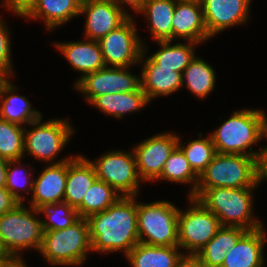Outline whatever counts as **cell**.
Segmentation results:
<instances>
[{"label":"cell","instance_id":"6da1fadb","mask_svg":"<svg viewBox=\"0 0 267 267\" xmlns=\"http://www.w3.org/2000/svg\"><path fill=\"white\" fill-rule=\"evenodd\" d=\"M86 220L91 252L122 251L126 256L139 243L136 196H123L106 210L92 214Z\"/></svg>","mask_w":267,"mask_h":267},{"label":"cell","instance_id":"7a4b0ae2","mask_svg":"<svg viewBox=\"0 0 267 267\" xmlns=\"http://www.w3.org/2000/svg\"><path fill=\"white\" fill-rule=\"evenodd\" d=\"M265 114L259 109L233 112L232 116L210 133L216 153L248 155L257 159L259 151H253L251 146L264 139L267 133Z\"/></svg>","mask_w":267,"mask_h":267},{"label":"cell","instance_id":"3957f363","mask_svg":"<svg viewBox=\"0 0 267 267\" xmlns=\"http://www.w3.org/2000/svg\"><path fill=\"white\" fill-rule=\"evenodd\" d=\"M254 189L224 187L196 189L191 197L214 213L222 226L240 227L250 231L263 226L262 222L252 215Z\"/></svg>","mask_w":267,"mask_h":267},{"label":"cell","instance_id":"277c9868","mask_svg":"<svg viewBox=\"0 0 267 267\" xmlns=\"http://www.w3.org/2000/svg\"><path fill=\"white\" fill-rule=\"evenodd\" d=\"M92 251L86 218L62 230L44 231L40 255L51 265L80 266Z\"/></svg>","mask_w":267,"mask_h":267},{"label":"cell","instance_id":"5b68a950","mask_svg":"<svg viewBox=\"0 0 267 267\" xmlns=\"http://www.w3.org/2000/svg\"><path fill=\"white\" fill-rule=\"evenodd\" d=\"M37 215H40L37 209L20 203L0 216V247L4 253L20 255L28 248L39 251L44 230Z\"/></svg>","mask_w":267,"mask_h":267},{"label":"cell","instance_id":"8992f818","mask_svg":"<svg viewBox=\"0 0 267 267\" xmlns=\"http://www.w3.org/2000/svg\"><path fill=\"white\" fill-rule=\"evenodd\" d=\"M258 185L255 157L216 153L200 174L196 189L257 188Z\"/></svg>","mask_w":267,"mask_h":267},{"label":"cell","instance_id":"52a82bcc","mask_svg":"<svg viewBox=\"0 0 267 267\" xmlns=\"http://www.w3.org/2000/svg\"><path fill=\"white\" fill-rule=\"evenodd\" d=\"M179 208L173 203L137 202L139 243L153 246H178Z\"/></svg>","mask_w":267,"mask_h":267},{"label":"cell","instance_id":"ba28073f","mask_svg":"<svg viewBox=\"0 0 267 267\" xmlns=\"http://www.w3.org/2000/svg\"><path fill=\"white\" fill-rule=\"evenodd\" d=\"M190 207L186 211L179 209L178 246L196 255L222 227L218 217L206 209L198 200L188 197ZM192 205V206H191Z\"/></svg>","mask_w":267,"mask_h":267},{"label":"cell","instance_id":"9c48e42d","mask_svg":"<svg viewBox=\"0 0 267 267\" xmlns=\"http://www.w3.org/2000/svg\"><path fill=\"white\" fill-rule=\"evenodd\" d=\"M41 121L42 117L29 124L33 128H25L24 154L27 152L30 156L48 163L56 159L75 132L68 119Z\"/></svg>","mask_w":267,"mask_h":267},{"label":"cell","instance_id":"30bf717a","mask_svg":"<svg viewBox=\"0 0 267 267\" xmlns=\"http://www.w3.org/2000/svg\"><path fill=\"white\" fill-rule=\"evenodd\" d=\"M89 162L93 165L97 179L113 187L122 197L136 196L139 193L140 179L135 156L132 150L110 151L100 156L96 161Z\"/></svg>","mask_w":267,"mask_h":267},{"label":"cell","instance_id":"8fae6325","mask_svg":"<svg viewBox=\"0 0 267 267\" xmlns=\"http://www.w3.org/2000/svg\"><path fill=\"white\" fill-rule=\"evenodd\" d=\"M130 16L117 29L99 40L106 67H129L140 63L145 43L138 37L135 22Z\"/></svg>","mask_w":267,"mask_h":267},{"label":"cell","instance_id":"7c38bea8","mask_svg":"<svg viewBox=\"0 0 267 267\" xmlns=\"http://www.w3.org/2000/svg\"><path fill=\"white\" fill-rule=\"evenodd\" d=\"M129 67H104L79 78L74 87L89 103L97 96L119 92H134L141 88V76L128 71Z\"/></svg>","mask_w":267,"mask_h":267},{"label":"cell","instance_id":"4fadbf2b","mask_svg":"<svg viewBox=\"0 0 267 267\" xmlns=\"http://www.w3.org/2000/svg\"><path fill=\"white\" fill-rule=\"evenodd\" d=\"M178 137L171 132L159 133L135 145L133 153L142 181L151 182L161 175L166 160L178 146Z\"/></svg>","mask_w":267,"mask_h":267},{"label":"cell","instance_id":"5bb4252c","mask_svg":"<svg viewBox=\"0 0 267 267\" xmlns=\"http://www.w3.org/2000/svg\"><path fill=\"white\" fill-rule=\"evenodd\" d=\"M80 14L86 15L84 37L96 41L117 29L130 17L112 0L83 1Z\"/></svg>","mask_w":267,"mask_h":267},{"label":"cell","instance_id":"9a60e30c","mask_svg":"<svg viewBox=\"0 0 267 267\" xmlns=\"http://www.w3.org/2000/svg\"><path fill=\"white\" fill-rule=\"evenodd\" d=\"M210 37L226 28L245 24L249 19L251 0H200Z\"/></svg>","mask_w":267,"mask_h":267},{"label":"cell","instance_id":"2e32d148","mask_svg":"<svg viewBox=\"0 0 267 267\" xmlns=\"http://www.w3.org/2000/svg\"><path fill=\"white\" fill-rule=\"evenodd\" d=\"M72 158L65 157L57 162L54 160L33 180L32 199L29 203L32 208L38 209L44 204L64 202L68 160Z\"/></svg>","mask_w":267,"mask_h":267},{"label":"cell","instance_id":"e0dca14e","mask_svg":"<svg viewBox=\"0 0 267 267\" xmlns=\"http://www.w3.org/2000/svg\"><path fill=\"white\" fill-rule=\"evenodd\" d=\"M183 38L184 41L199 44L211 38L205 25L200 0H176L172 18V41Z\"/></svg>","mask_w":267,"mask_h":267},{"label":"cell","instance_id":"ac0fdd59","mask_svg":"<svg viewBox=\"0 0 267 267\" xmlns=\"http://www.w3.org/2000/svg\"><path fill=\"white\" fill-rule=\"evenodd\" d=\"M146 45L143 46L140 62L142 65L141 88L150 102L156 97L168 96L183 87L182 73L173 71V68H160L146 55ZM146 57V59H144Z\"/></svg>","mask_w":267,"mask_h":267},{"label":"cell","instance_id":"d6986e66","mask_svg":"<svg viewBox=\"0 0 267 267\" xmlns=\"http://www.w3.org/2000/svg\"><path fill=\"white\" fill-rule=\"evenodd\" d=\"M54 45L72 68L83 73L80 78L106 67L99 41L86 39L76 42H55Z\"/></svg>","mask_w":267,"mask_h":267},{"label":"cell","instance_id":"ffe728a7","mask_svg":"<svg viewBox=\"0 0 267 267\" xmlns=\"http://www.w3.org/2000/svg\"><path fill=\"white\" fill-rule=\"evenodd\" d=\"M264 226L247 231L226 253L222 267H257L264 261L266 230Z\"/></svg>","mask_w":267,"mask_h":267},{"label":"cell","instance_id":"44dd1931","mask_svg":"<svg viewBox=\"0 0 267 267\" xmlns=\"http://www.w3.org/2000/svg\"><path fill=\"white\" fill-rule=\"evenodd\" d=\"M81 3V0H35L21 17L44 19L47 30H52L79 16Z\"/></svg>","mask_w":267,"mask_h":267},{"label":"cell","instance_id":"7402d4cb","mask_svg":"<svg viewBox=\"0 0 267 267\" xmlns=\"http://www.w3.org/2000/svg\"><path fill=\"white\" fill-rule=\"evenodd\" d=\"M96 179L95 169L88 158L76 155L68 160L64 202L76 209Z\"/></svg>","mask_w":267,"mask_h":267},{"label":"cell","instance_id":"603a6c76","mask_svg":"<svg viewBox=\"0 0 267 267\" xmlns=\"http://www.w3.org/2000/svg\"><path fill=\"white\" fill-rule=\"evenodd\" d=\"M7 78L0 86V119L18 125H26L42 117L38 110H33L30 101L15 94L18 90Z\"/></svg>","mask_w":267,"mask_h":267},{"label":"cell","instance_id":"cb8c5ba5","mask_svg":"<svg viewBox=\"0 0 267 267\" xmlns=\"http://www.w3.org/2000/svg\"><path fill=\"white\" fill-rule=\"evenodd\" d=\"M179 246H153L138 243L125 256L131 267H175L184 254Z\"/></svg>","mask_w":267,"mask_h":267},{"label":"cell","instance_id":"d4e9b609","mask_svg":"<svg viewBox=\"0 0 267 267\" xmlns=\"http://www.w3.org/2000/svg\"><path fill=\"white\" fill-rule=\"evenodd\" d=\"M176 0H145L138 12L148 20L149 31L156 42L172 41V18Z\"/></svg>","mask_w":267,"mask_h":267},{"label":"cell","instance_id":"484cf974","mask_svg":"<svg viewBox=\"0 0 267 267\" xmlns=\"http://www.w3.org/2000/svg\"><path fill=\"white\" fill-rule=\"evenodd\" d=\"M246 232L244 228L222 226L196 255L205 267H222L226 253Z\"/></svg>","mask_w":267,"mask_h":267},{"label":"cell","instance_id":"4316f807","mask_svg":"<svg viewBox=\"0 0 267 267\" xmlns=\"http://www.w3.org/2000/svg\"><path fill=\"white\" fill-rule=\"evenodd\" d=\"M149 103L142 88L134 92L97 96L90 102L91 106L93 105L106 115H112L115 118H123L128 113L137 112Z\"/></svg>","mask_w":267,"mask_h":267},{"label":"cell","instance_id":"83f0119b","mask_svg":"<svg viewBox=\"0 0 267 267\" xmlns=\"http://www.w3.org/2000/svg\"><path fill=\"white\" fill-rule=\"evenodd\" d=\"M172 41H158L160 48L149 56L160 68H173V71L182 73L195 58L196 42L172 44Z\"/></svg>","mask_w":267,"mask_h":267},{"label":"cell","instance_id":"f1b7e54d","mask_svg":"<svg viewBox=\"0 0 267 267\" xmlns=\"http://www.w3.org/2000/svg\"><path fill=\"white\" fill-rule=\"evenodd\" d=\"M182 83L198 98H206L216 83V73L211 65L195 56L182 72Z\"/></svg>","mask_w":267,"mask_h":267},{"label":"cell","instance_id":"f546056e","mask_svg":"<svg viewBox=\"0 0 267 267\" xmlns=\"http://www.w3.org/2000/svg\"><path fill=\"white\" fill-rule=\"evenodd\" d=\"M121 197L113 187L102 180L96 179L76 210L80 218H87L92 214L106 210Z\"/></svg>","mask_w":267,"mask_h":267},{"label":"cell","instance_id":"4dcf8cb0","mask_svg":"<svg viewBox=\"0 0 267 267\" xmlns=\"http://www.w3.org/2000/svg\"><path fill=\"white\" fill-rule=\"evenodd\" d=\"M156 180H167L171 183L191 184L188 197L195 193L199 176L193 171L182 150L177 146L166 160L161 175Z\"/></svg>","mask_w":267,"mask_h":267},{"label":"cell","instance_id":"1f68e13d","mask_svg":"<svg viewBox=\"0 0 267 267\" xmlns=\"http://www.w3.org/2000/svg\"><path fill=\"white\" fill-rule=\"evenodd\" d=\"M199 137L196 140H188V143H183L186 146L180 142V137H178V147L182 150L191 168L198 176L206 169L216 154L210 135L203 138L202 133H199Z\"/></svg>","mask_w":267,"mask_h":267},{"label":"cell","instance_id":"d6a6232c","mask_svg":"<svg viewBox=\"0 0 267 267\" xmlns=\"http://www.w3.org/2000/svg\"><path fill=\"white\" fill-rule=\"evenodd\" d=\"M25 127L0 119V157L8 161L24 157Z\"/></svg>","mask_w":267,"mask_h":267},{"label":"cell","instance_id":"836d02e7","mask_svg":"<svg viewBox=\"0 0 267 267\" xmlns=\"http://www.w3.org/2000/svg\"><path fill=\"white\" fill-rule=\"evenodd\" d=\"M37 210L39 214L44 213L47 218V221L42 220L44 231L62 230L80 219L78 211L66 202L44 204Z\"/></svg>","mask_w":267,"mask_h":267},{"label":"cell","instance_id":"e575fe53","mask_svg":"<svg viewBox=\"0 0 267 267\" xmlns=\"http://www.w3.org/2000/svg\"><path fill=\"white\" fill-rule=\"evenodd\" d=\"M16 163L18 165H16ZM20 163V160H13L8 162L5 188L18 200V202L23 203V201L26 199V196H22L19 190L25 191L27 189L25 192L32 193L33 179L31 178L32 173H30V171L27 169H22Z\"/></svg>","mask_w":267,"mask_h":267},{"label":"cell","instance_id":"d590c367","mask_svg":"<svg viewBox=\"0 0 267 267\" xmlns=\"http://www.w3.org/2000/svg\"><path fill=\"white\" fill-rule=\"evenodd\" d=\"M6 22L0 17V71L8 78L13 74L10 46V33Z\"/></svg>","mask_w":267,"mask_h":267},{"label":"cell","instance_id":"8d00e7d4","mask_svg":"<svg viewBox=\"0 0 267 267\" xmlns=\"http://www.w3.org/2000/svg\"><path fill=\"white\" fill-rule=\"evenodd\" d=\"M264 138L267 140V133L265 134ZM256 167L257 182L261 184L263 180H267V146H261L258 157L256 159Z\"/></svg>","mask_w":267,"mask_h":267},{"label":"cell","instance_id":"74e56055","mask_svg":"<svg viewBox=\"0 0 267 267\" xmlns=\"http://www.w3.org/2000/svg\"><path fill=\"white\" fill-rule=\"evenodd\" d=\"M20 202L6 189L0 187V216L14 209Z\"/></svg>","mask_w":267,"mask_h":267},{"label":"cell","instance_id":"f35d334b","mask_svg":"<svg viewBox=\"0 0 267 267\" xmlns=\"http://www.w3.org/2000/svg\"><path fill=\"white\" fill-rule=\"evenodd\" d=\"M35 0H4L2 5L10 9L18 16H22L34 3Z\"/></svg>","mask_w":267,"mask_h":267},{"label":"cell","instance_id":"ab89813d","mask_svg":"<svg viewBox=\"0 0 267 267\" xmlns=\"http://www.w3.org/2000/svg\"><path fill=\"white\" fill-rule=\"evenodd\" d=\"M175 267H205L200 258L193 254H183Z\"/></svg>","mask_w":267,"mask_h":267},{"label":"cell","instance_id":"60d3db41","mask_svg":"<svg viewBox=\"0 0 267 267\" xmlns=\"http://www.w3.org/2000/svg\"><path fill=\"white\" fill-rule=\"evenodd\" d=\"M0 267H27L20 255H7Z\"/></svg>","mask_w":267,"mask_h":267},{"label":"cell","instance_id":"b9f144b4","mask_svg":"<svg viewBox=\"0 0 267 267\" xmlns=\"http://www.w3.org/2000/svg\"><path fill=\"white\" fill-rule=\"evenodd\" d=\"M117 6H119L120 8H122L129 16H131L128 11L120 6V5H128L131 7V9H133V11L135 10V12H139L145 2V0H112ZM126 3V4H125Z\"/></svg>","mask_w":267,"mask_h":267},{"label":"cell","instance_id":"7bdbcfd3","mask_svg":"<svg viewBox=\"0 0 267 267\" xmlns=\"http://www.w3.org/2000/svg\"><path fill=\"white\" fill-rule=\"evenodd\" d=\"M8 160L0 157V187H6V173Z\"/></svg>","mask_w":267,"mask_h":267},{"label":"cell","instance_id":"ee69618b","mask_svg":"<svg viewBox=\"0 0 267 267\" xmlns=\"http://www.w3.org/2000/svg\"><path fill=\"white\" fill-rule=\"evenodd\" d=\"M7 79V77L0 71V86Z\"/></svg>","mask_w":267,"mask_h":267},{"label":"cell","instance_id":"f6af8a7d","mask_svg":"<svg viewBox=\"0 0 267 267\" xmlns=\"http://www.w3.org/2000/svg\"><path fill=\"white\" fill-rule=\"evenodd\" d=\"M7 256L6 253L2 252L0 253V264L2 263V261L4 260V258Z\"/></svg>","mask_w":267,"mask_h":267},{"label":"cell","instance_id":"bcb514c9","mask_svg":"<svg viewBox=\"0 0 267 267\" xmlns=\"http://www.w3.org/2000/svg\"><path fill=\"white\" fill-rule=\"evenodd\" d=\"M265 263H263V264H261V265H259V266H257V267H264L265 265H264Z\"/></svg>","mask_w":267,"mask_h":267}]
</instances>
